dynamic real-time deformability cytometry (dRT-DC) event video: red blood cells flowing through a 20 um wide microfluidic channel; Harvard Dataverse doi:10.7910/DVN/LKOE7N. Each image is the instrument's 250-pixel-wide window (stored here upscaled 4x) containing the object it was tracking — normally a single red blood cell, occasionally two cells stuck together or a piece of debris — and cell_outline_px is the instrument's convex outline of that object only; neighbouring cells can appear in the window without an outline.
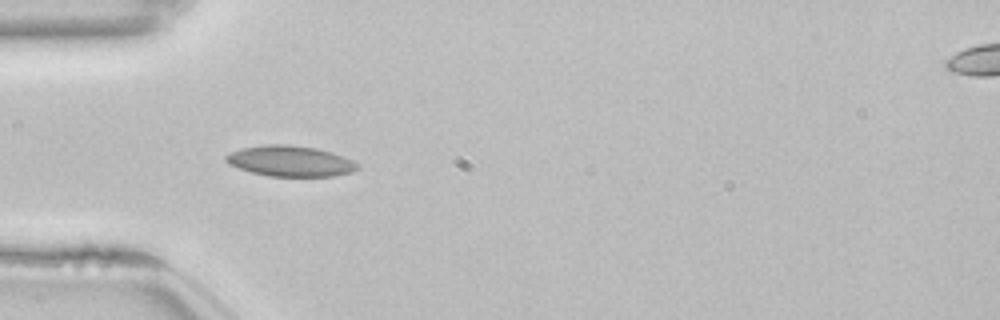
{"species": "common noctule bat (a hibernating species)", "species_latin": "Nyctalus noctula", "temperature_condition": "room temperature", "stored_images_in_passage": 53, "camera_frame_rate_fps": 3000, "um_per_image_px": 0.085, "animal": {"sex": "female", "body_mass_g": 22.7, "forearm_length_mm": 54.2}, "frame": {"image": 1, "passage_image": 16, "time_ms": 5.0, "image_size_px": [1000, 320], "cell_outline_px": [[360, 168], [352, 172], [336, 176], [268, 176], [252, 172], [228, 164], [224, 160], [224, 156], [240, 148], [264, 144], [288, 144], [316, 148], [332, 152], [344, 156], [360, 164]], "centroid_in_image_um": [24.7, 13.68], "position_along_channel_um": 60.3, "area_um2": 23.76}, "authors_computed_cell_mechanics": {"area_um2": 21.964, "velocity_mm_per_s": 3.8495, "shape_relaxation_time_tau1_ms": 7.2349, "shape_relaxation_time_tau2_ms": 2.6829, "deformation_change_tau1": 0.1616, "deformation_change_tau2": 0.0624}}